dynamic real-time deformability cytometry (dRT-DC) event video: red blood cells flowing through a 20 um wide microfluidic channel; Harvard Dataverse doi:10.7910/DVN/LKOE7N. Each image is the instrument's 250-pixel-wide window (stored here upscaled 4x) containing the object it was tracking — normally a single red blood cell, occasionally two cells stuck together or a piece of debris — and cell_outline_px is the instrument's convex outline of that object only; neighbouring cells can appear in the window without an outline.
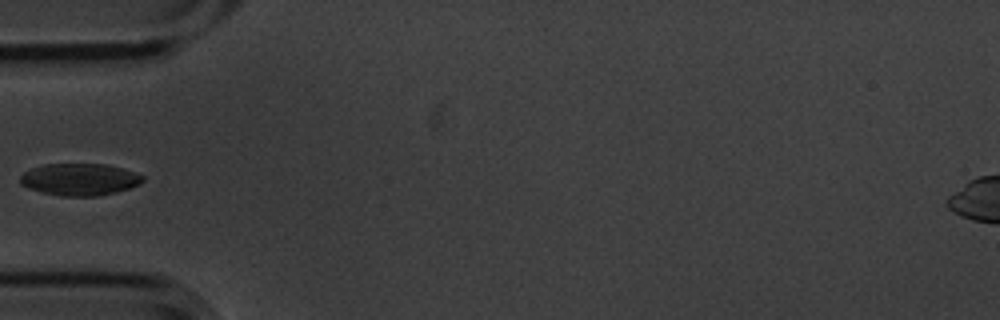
{"species": "common noctule bat (a hibernating species)", "species_latin": "Nyctalus noctula", "temperature_condition": "cold", "stored_images_in_passage": 5, "camera_frame_rate_fps": 3000, "um_per_image_px": 0.085, "animal": {"sex": "male", "body_mass_g": 20.1, "forearm_length_mm": 53.5}, "frame": {"image": 1, "passage_image": 5, "time_ms": 1.333, "image_size_px": [1000, 320], "cell_outline_px": [[144, 180], [140, 184], [116, 192], [96, 196], [60, 196], [28, 188], [20, 184], [20, 176], [24, 172], [32, 168], [44, 164], [108, 164], [124, 168], [144, 176]], "centroid_in_image_um": [6.78, 15.24], "position_along_channel_um": 78.2, "area_um2": 22.89}}